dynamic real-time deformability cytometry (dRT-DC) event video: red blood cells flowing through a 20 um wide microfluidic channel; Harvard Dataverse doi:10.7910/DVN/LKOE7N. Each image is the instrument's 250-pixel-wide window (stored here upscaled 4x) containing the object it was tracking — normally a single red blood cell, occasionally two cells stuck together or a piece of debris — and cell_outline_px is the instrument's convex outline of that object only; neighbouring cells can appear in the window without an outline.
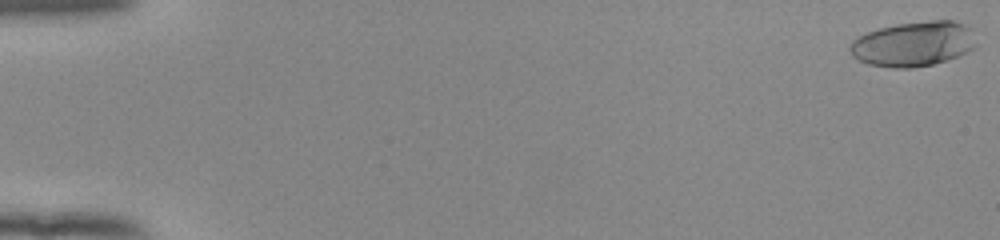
{"species": "human", "species_latin": "Homo sapiens", "temperature_condition": "room temperature", "stored_images_in_passage": 54, "camera_frame_rate_fps": 3000, "um_per_image_px": 0.085, "donor": {"sex": "female"}, "frame": {"image": 1, "passage_image": 1, "time_ms": 0.0, "image_size_px": [1000, 240], "cell_outline_px": [[976, 48], [968, 52], [948, 60], [932, 64], [912, 68], [892, 68], [868, 64], [852, 56], [848, 48], [852, 40], [868, 32], [880, 28], [896, 24], [932, 20], [952, 20], [968, 24], [972, 28], [976, 44]], "centroid_in_image_um": [77.69, 3.73], "position_along_channel_um": 7.3, "area_um2": 33.41}}
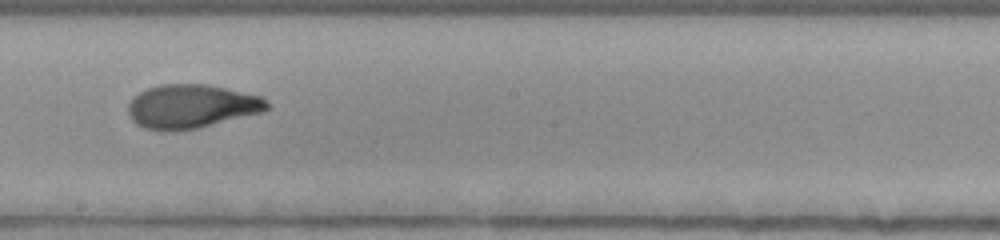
{"frame": {"image": 2, "passage_image": 32, "time_ms": 10.333, "image_size_px": [1000, 240], "cell_outline_px": [[268, 108], [264, 112], [196, 128], [172, 132], [164, 132], [144, 128], [136, 124], [132, 120], [128, 112], [128, 104], [132, 96], [148, 88], [160, 84], [208, 84], [260, 96], [268, 100]], "centroid_in_image_um": [16.24, 9.05], "position_along_channel_um": 232.0, "area_um2": 35.66}}
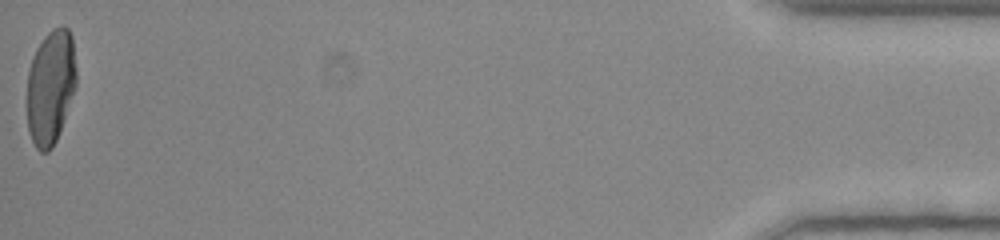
{"frame": {"image": 3, "passage_image": 54, "time_ms": 17.667, "image_size_px": [1000, 240], "cell_outline_px": [[76, 84], [56, 140], [52, 148], [48, 152], [40, 152], [36, 148], [28, 132], [28, 72], [36, 48], [44, 36], [52, 28], [60, 24], [64, 24], [68, 28], [72, 36], [76, 68]], "centroid_in_image_um": [4.3, 7.34], "position_along_channel_um": 430.9, "area_um2": 32.77}, "authors_computed_cell_mechanics": {"area_um2": 34.0153, "velocity_mm_per_s": 3.938, "shape_relaxation_time_tau1_ms": 7.7242, "shape_relaxation_time_tau2_ms": 1.0336, "deformation_change_tau1": 0.2738, "deformation_change_tau2": 0.07}}